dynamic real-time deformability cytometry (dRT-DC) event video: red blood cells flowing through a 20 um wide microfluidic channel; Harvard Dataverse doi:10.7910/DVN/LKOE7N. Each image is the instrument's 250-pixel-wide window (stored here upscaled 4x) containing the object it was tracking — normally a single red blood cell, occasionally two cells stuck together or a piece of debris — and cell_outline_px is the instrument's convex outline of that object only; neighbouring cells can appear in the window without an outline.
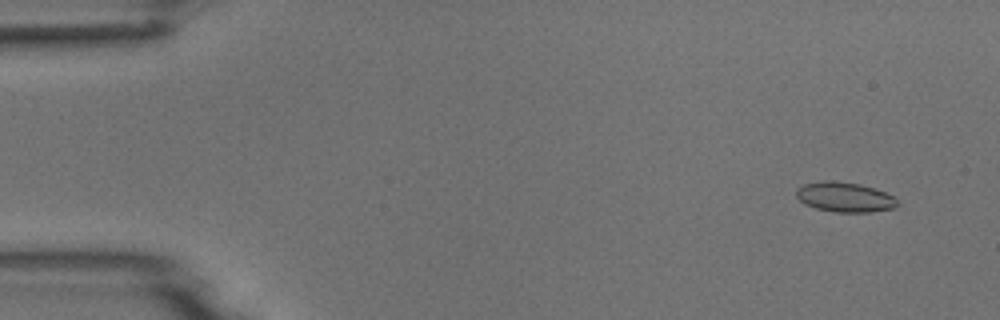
{"species": "common noctule bat (a hibernating species)", "species_latin": "Nyctalus noctula", "temperature_condition": "room temperature", "stored_images_in_passage": 54, "camera_frame_rate_fps": 3000, "um_per_image_px": 0.085, "animal": {"sex": "male", "body_mass_g": 18.8}, "frame": {"image": 1, "passage_image": 4, "time_ms": 1.0, "image_size_px": [1000, 320], "cell_outline_px": [[900, 204], [892, 208], [868, 212], [832, 212], [816, 208], [804, 204], [796, 196], [796, 188], [804, 184], [824, 180], [832, 180], [860, 184], [884, 192], [892, 196]], "centroid_in_image_um": [71.75, 16.75], "position_along_channel_um": 13.2, "area_um2": 17.51}}
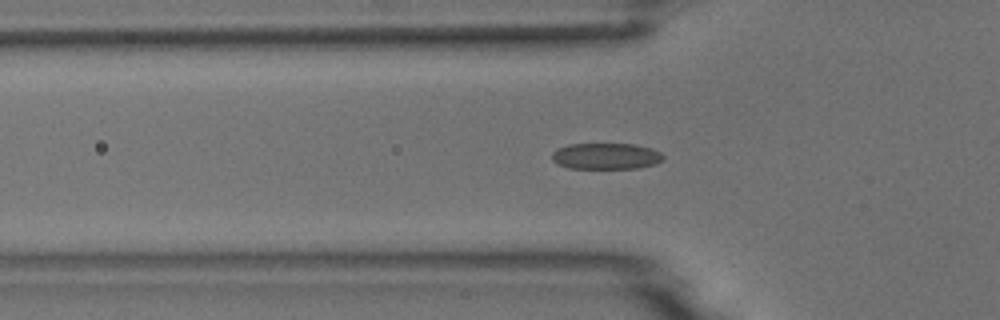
{"frame": {"image": 2, "passage_image": 18, "time_ms": 5.667, "image_size_px": [1000, 320], "cell_outline_px": [[664, 160], [656, 164], [640, 168], [568, 168], [556, 164], [552, 160], [552, 152], [556, 148], [568, 144], [636, 144], [652, 148], [660, 152], [664, 156]], "centroid_in_image_um": [51.51, 13.27], "position_along_channel_um": 74.3, "area_um2": 17.28}}
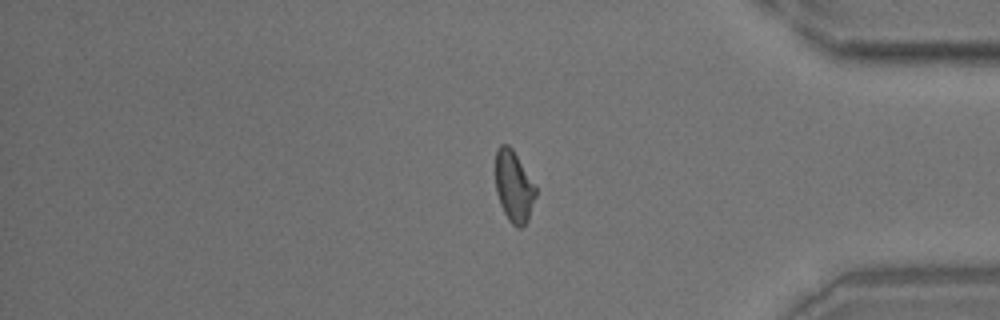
{"frame": {"image": 3, "passage_image": 45, "time_ms": 14.667, "image_size_px": [1000, 320], "cell_outline_px": [[536, 196], [528, 220], [520, 228], [516, 228], [508, 220], [500, 204], [496, 192], [496, 148], [500, 144], [508, 144], [512, 148], [536, 184]], "centroid_in_image_um": [43.69, 15.84], "position_along_channel_um": 391.5, "area_um2": 16.94}}